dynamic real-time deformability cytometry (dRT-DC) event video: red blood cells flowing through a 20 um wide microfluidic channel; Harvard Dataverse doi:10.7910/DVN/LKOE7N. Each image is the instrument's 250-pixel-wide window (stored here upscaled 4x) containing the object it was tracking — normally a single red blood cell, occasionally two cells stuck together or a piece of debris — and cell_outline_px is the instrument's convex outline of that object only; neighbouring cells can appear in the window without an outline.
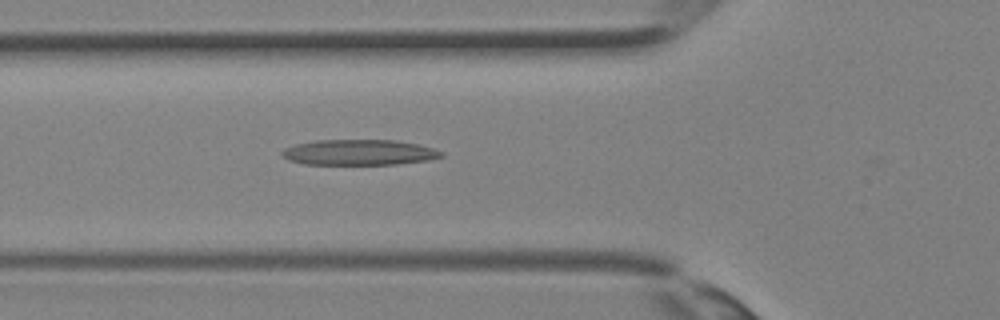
{"species": "Egyptian fruit bat (a non-hibernating species)", "species_latin": "Rousettus aegyptiacus", "temperature_condition": "room temperature", "stored_images_in_passage": 36, "camera_frame_rate_fps": 3000, "um_per_image_px": 0.085, "animal": {"sex": "female"}, "frame": {"image": 1, "passage_image": 13, "time_ms": 4.0, "image_size_px": [1000, 320], "cell_outline_px": [[444, 156], [428, 160], [396, 164], [304, 164], [288, 160], [280, 156], [280, 152], [284, 148], [296, 144], [316, 140], [396, 140], [420, 144], [444, 152]], "centroid_in_image_um": [30.51, 12.95], "position_along_channel_um": 95.3, "area_um2": 23.87}}
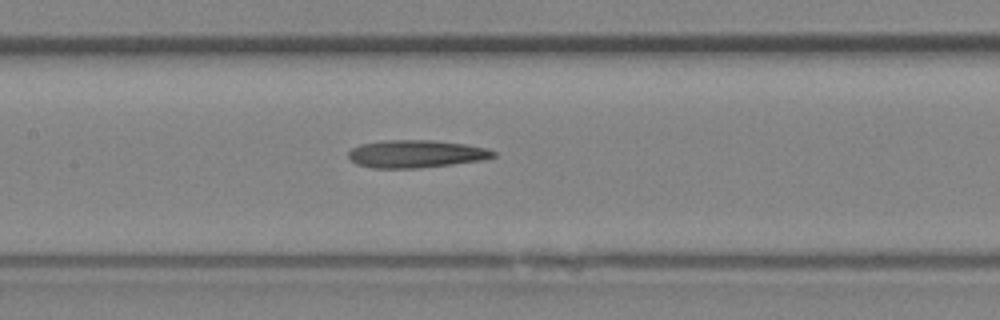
{"frame": {"image": 2, "passage_image": 17, "time_ms": 5.333, "image_size_px": [1000, 320], "cell_outline_px": [[496, 156], [484, 160], [420, 168], [372, 168], [356, 164], [348, 156], [348, 152], [352, 148], [360, 144], [384, 140], [432, 140], [464, 144], [488, 148], [496, 152]], "centroid_in_image_um": [35.37, 13.08], "position_along_channel_um": 172.0, "area_um2": 23.47}}
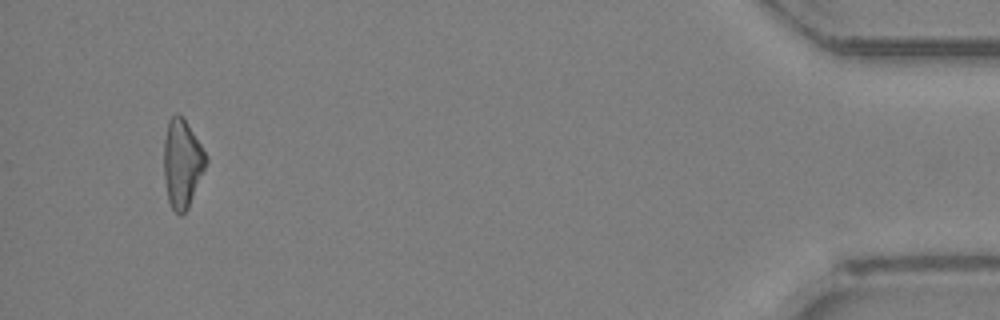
{"frame": {"image": 3, "passage_image": 34, "time_ms": 11.0, "image_size_px": [1000, 320], "cell_outline_px": [[208, 160], [188, 208], [180, 216], [172, 208], [168, 200], [164, 180], [164, 140], [168, 120], [176, 112], [184, 116], [208, 156]], "centroid_in_image_um": [15.48, 13.84], "position_along_channel_um": 419.7, "area_um2": 21.85}}